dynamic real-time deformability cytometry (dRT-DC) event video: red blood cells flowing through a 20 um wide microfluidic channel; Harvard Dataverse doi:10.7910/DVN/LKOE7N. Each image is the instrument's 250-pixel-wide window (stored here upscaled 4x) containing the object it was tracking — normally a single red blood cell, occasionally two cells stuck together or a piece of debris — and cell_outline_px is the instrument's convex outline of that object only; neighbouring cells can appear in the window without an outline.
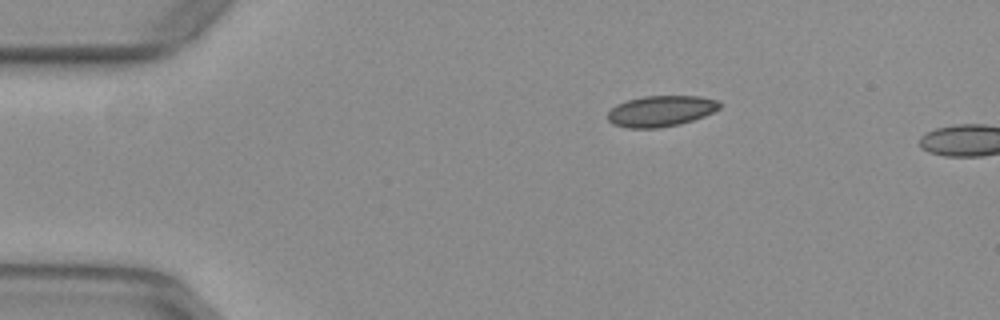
{"species": "common noctule bat (a hibernating species)", "species_latin": "Nyctalus noctula", "temperature_condition": "warm", "stored_images_in_passage": 6, "camera_frame_rate_fps": 3000, "um_per_image_px": 0.085, "animal": {"sex": "female", "body_mass_g": 29.2, "forearm_length_mm": 56.3}, "frame": {"image": 1, "passage_image": 1, "time_ms": 0.0, "image_size_px": [1000, 320], "cell_outline_px": [[724, 104], [720, 108], [704, 116], [680, 124], [660, 128], [628, 128], [612, 124], [608, 120], [608, 112], [616, 104], [628, 100], [644, 96], [700, 96], [720, 100]], "centroid_in_image_um": [56.21, 9.44], "position_along_channel_um": 28.8, "area_um2": 20.35}}